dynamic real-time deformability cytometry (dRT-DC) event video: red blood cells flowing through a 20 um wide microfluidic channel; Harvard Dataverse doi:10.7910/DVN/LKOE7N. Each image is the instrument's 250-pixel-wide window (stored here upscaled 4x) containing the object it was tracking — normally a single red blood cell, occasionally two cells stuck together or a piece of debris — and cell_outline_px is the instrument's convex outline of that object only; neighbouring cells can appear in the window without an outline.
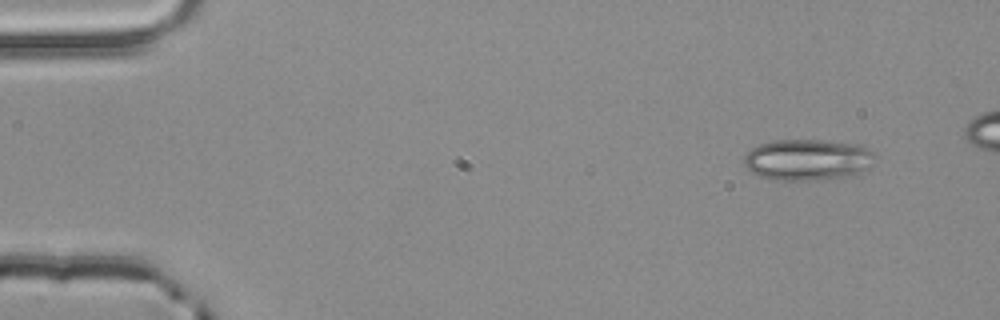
{"species": "common noctule bat (a hibernating species)", "species_latin": "Nyctalus noctula", "temperature_condition": "room temperature", "stored_images_in_passage": 4, "camera_frame_rate_fps": 3000, "um_per_image_px": 0.085, "animal": {"sex": "male", "body_mass_g": 20.4}, "frame": {"image": 1, "passage_image": 1, "time_ms": 0.0, "image_size_px": [1000, 320], "cell_outline_px": [[872, 164], [860, 172], [844, 176], [816, 180], [768, 180], [752, 172], [744, 164], [744, 156], [752, 148], [760, 144], [776, 140], [824, 140], [856, 144], [868, 148], [872, 152]], "centroid_in_image_um": [68.59, 13.57], "position_along_channel_um": 16.4, "area_um2": 31.15}}